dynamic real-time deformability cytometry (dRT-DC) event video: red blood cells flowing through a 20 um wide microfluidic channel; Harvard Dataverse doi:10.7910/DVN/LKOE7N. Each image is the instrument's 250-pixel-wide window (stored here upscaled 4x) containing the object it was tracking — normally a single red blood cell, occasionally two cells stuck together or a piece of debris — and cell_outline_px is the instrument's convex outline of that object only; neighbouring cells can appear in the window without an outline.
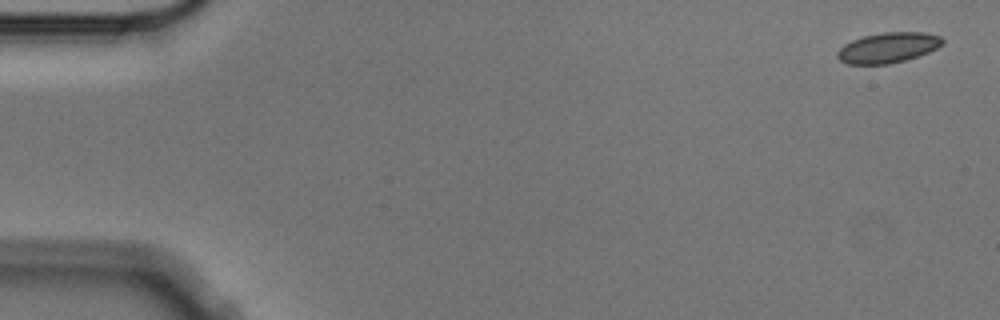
{"species": "Egyptian fruit bat (a non-hibernating species)", "species_latin": "Rousettus aegyptiacus", "temperature_condition": "cold", "stored_images_in_passage": 6, "camera_frame_rate_fps": 3000, "um_per_image_px": 0.085, "animal": {"sex": "male"}, "frame": {"image": 1, "passage_image": 1, "time_ms": 0.0, "image_size_px": [1000, 320], "cell_outline_px": [[944, 44], [928, 52], [904, 60], [888, 64], [848, 64], [840, 60], [836, 56], [836, 52], [844, 44], [852, 40], [864, 36], [884, 32], [924, 32], [940, 36], [944, 40]], "centroid_in_image_um": [75.47, 4.04], "position_along_channel_um": 9.5, "area_um2": 18.5}}
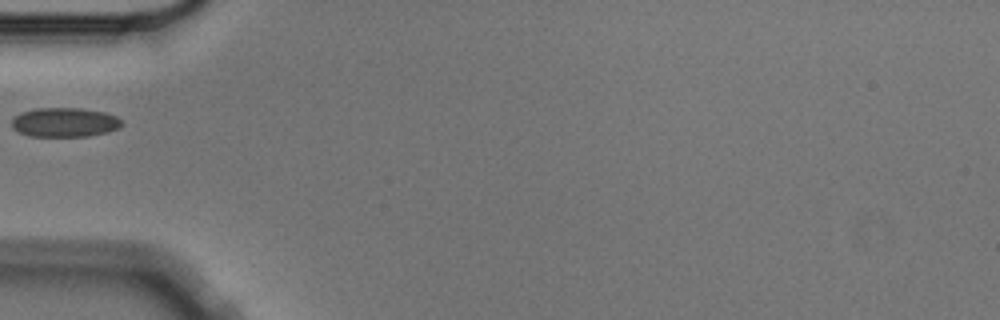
{"frame": {"image": 2, "passage_image": 5, "time_ms": 1.333, "image_size_px": [1000, 320], "cell_outline_px": [[124, 124], [120, 128], [108, 132], [88, 136], [28, 136], [12, 128], [12, 120], [20, 112], [36, 108], [80, 108], [104, 112], [116, 116], [124, 120]], "centroid_in_image_um": [5.54, 10.39], "position_along_channel_um": 79.5, "area_um2": 18.96}}
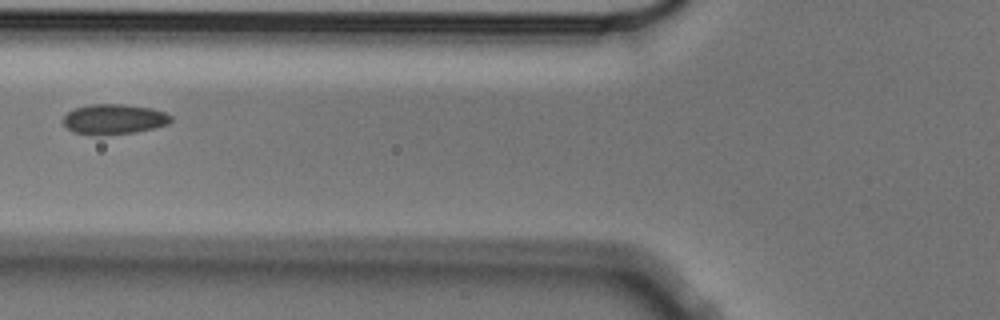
{"frame": {"image": 3, "passage_image": 6, "time_ms": 1.667, "image_size_px": [1000, 320], "cell_outline_px": [[172, 120], [168, 124], [136, 132], [100, 136], [96, 136], [72, 132], [64, 124], [64, 116], [68, 112], [76, 108], [88, 104], [124, 104], [152, 108], [164, 112], [172, 116]], "centroid_in_image_um": [9.68, 10.14], "position_along_channel_um": 116.1, "area_um2": 19.07}}